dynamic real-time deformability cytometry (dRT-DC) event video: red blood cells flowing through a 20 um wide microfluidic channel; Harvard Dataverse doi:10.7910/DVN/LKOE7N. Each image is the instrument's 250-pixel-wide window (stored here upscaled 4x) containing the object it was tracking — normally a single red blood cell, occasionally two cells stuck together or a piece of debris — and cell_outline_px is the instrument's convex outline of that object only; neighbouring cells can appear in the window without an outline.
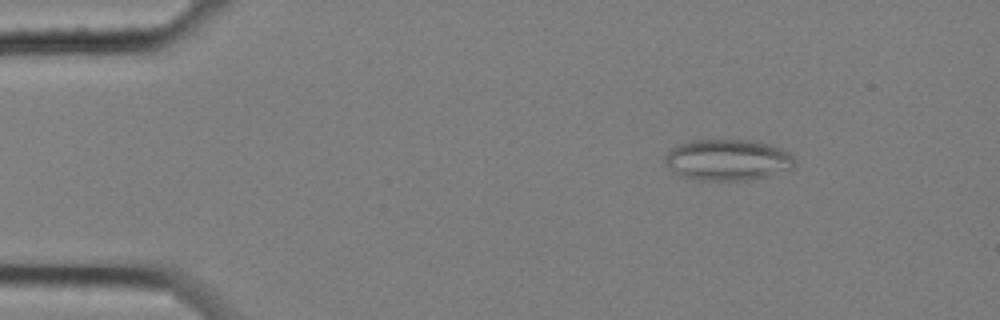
{"species": "common noctule bat (a hibernating species)", "species_latin": "Nyctalus noctula", "temperature_condition": "cold", "stored_images_in_passage": 6, "camera_frame_rate_fps": 3000, "um_per_image_px": 0.085, "animal": {"sex": "female", "body_mass_g": 25.1}, "frame": {"image": 1, "passage_image": 3, "time_ms": 0.667, "image_size_px": [1000, 320], "cell_outline_px": [[796, 164], [792, 168], [768, 176], [752, 180], [700, 180], [680, 176], [664, 164], [664, 156], [676, 144], [692, 140], [756, 140], [780, 148], [788, 152], [796, 160]], "centroid_in_image_um": [61.84, 13.59], "position_along_channel_um": 23.2, "area_um2": 31.39}}